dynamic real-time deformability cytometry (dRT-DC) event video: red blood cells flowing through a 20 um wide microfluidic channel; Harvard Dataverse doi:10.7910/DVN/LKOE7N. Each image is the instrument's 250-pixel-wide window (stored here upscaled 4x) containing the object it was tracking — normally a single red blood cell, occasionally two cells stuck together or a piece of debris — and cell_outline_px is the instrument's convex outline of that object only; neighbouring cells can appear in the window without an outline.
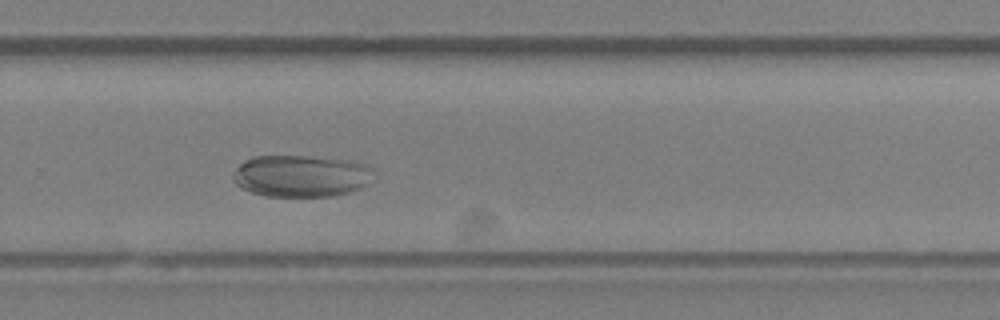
{"species": "Egyptian fruit bat (a non-hibernating species)", "species_latin": "Rousettus aegyptiacus", "temperature_condition": "room temperature", "stored_images_in_passage": 49, "camera_frame_rate_fps": 3000, "um_per_image_px": 0.085, "animal": {"sex": "female"}, "frame": {"image": 1, "passage_image": 30, "time_ms": 9.667, "image_size_px": [1000, 320], "cell_outline_px": [[372, 180], [368, 184], [360, 188], [348, 192], [332, 196], [264, 196], [248, 192], [240, 188], [236, 184], [232, 176], [232, 172], [244, 160], [252, 156], [308, 156], [356, 160], [372, 168]], "centroid_in_image_um": [25.57, 14.95], "position_along_channel_um": 304.2, "area_um2": 34.8}}